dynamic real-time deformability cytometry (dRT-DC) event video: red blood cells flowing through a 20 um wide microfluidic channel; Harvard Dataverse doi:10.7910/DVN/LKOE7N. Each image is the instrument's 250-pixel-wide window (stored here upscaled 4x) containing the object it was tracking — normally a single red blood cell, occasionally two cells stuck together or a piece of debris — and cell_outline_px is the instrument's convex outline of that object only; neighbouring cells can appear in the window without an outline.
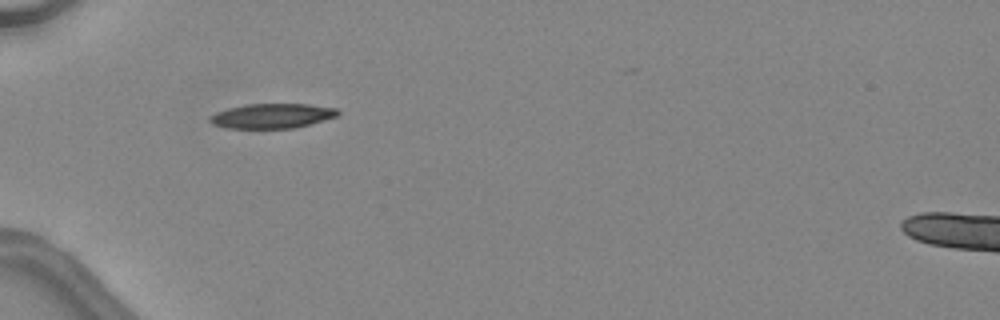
{"species": "common noctule bat (a hibernating species)", "species_latin": "Nyctalus noctula", "temperature_condition": "warm", "stored_images_in_passage": 31, "camera_frame_rate_fps": 3000, "um_per_image_px": 0.085, "animal": {"sex": "female", "body_mass_g": 24.6, "forearm_length_mm": 56.2}, "frame": {"image": 1, "passage_image": 1, "time_ms": 0.0, "image_size_px": [1000, 320], "cell_outline_px": [[340, 112], [336, 116], [324, 120], [296, 128], [224, 128], [212, 124], [208, 120], [208, 116], [216, 112], [228, 108], [248, 104], [308, 104], [336, 108]], "centroid_in_image_um": [23.09, 9.85], "position_along_channel_um": 61.9, "area_um2": 18.5}}
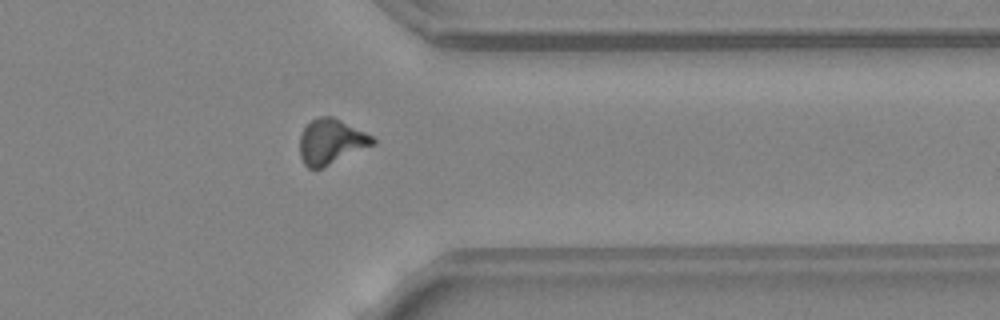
{"frame": {"image": 2, "passage_image": 23, "time_ms": 7.333, "image_size_px": [1000, 320], "cell_outline_px": [[376, 144], [324, 168], [308, 168], [304, 164], [300, 156], [300, 132], [316, 116], [332, 116], [372, 136], [376, 140]], "centroid_in_image_um": [28.13, 12.06], "position_along_channel_um": 383.3, "area_um2": 19.31}}
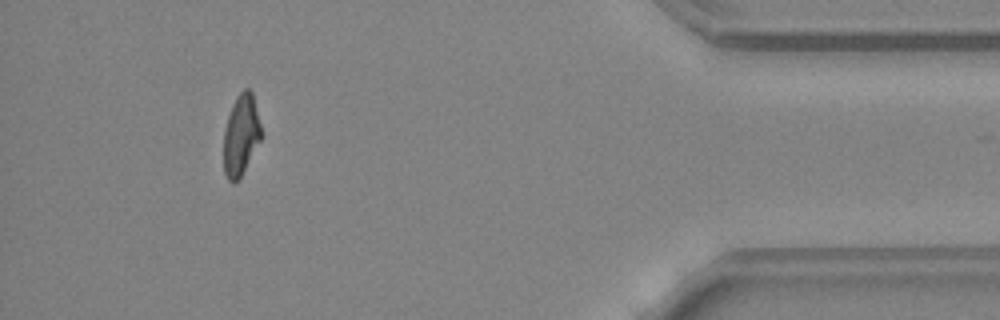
{"frame": {"image": 3, "passage_image": 28, "time_ms": 9.0, "image_size_px": [1000, 320], "cell_outline_px": [[264, 136], [240, 176], [232, 184], [228, 180], [224, 172], [224, 132], [228, 116], [232, 104], [236, 96], [244, 88], [248, 88], [252, 92]], "centroid_in_image_um": [20.51, 11.45], "position_along_channel_um": 414.7, "area_um2": 17.8}, "authors_computed_cell_mechanics": {"area_um2": 18.8428, "velocity_mm_per_s": 4.5657, "shape_relaxation_time_tau1_ms": 7.098, "shape_relaxation_time_tau2_ms": 7.4595, "deformation_change_tau1": 0.234, "deformation_change_tau2": 0.1455}}